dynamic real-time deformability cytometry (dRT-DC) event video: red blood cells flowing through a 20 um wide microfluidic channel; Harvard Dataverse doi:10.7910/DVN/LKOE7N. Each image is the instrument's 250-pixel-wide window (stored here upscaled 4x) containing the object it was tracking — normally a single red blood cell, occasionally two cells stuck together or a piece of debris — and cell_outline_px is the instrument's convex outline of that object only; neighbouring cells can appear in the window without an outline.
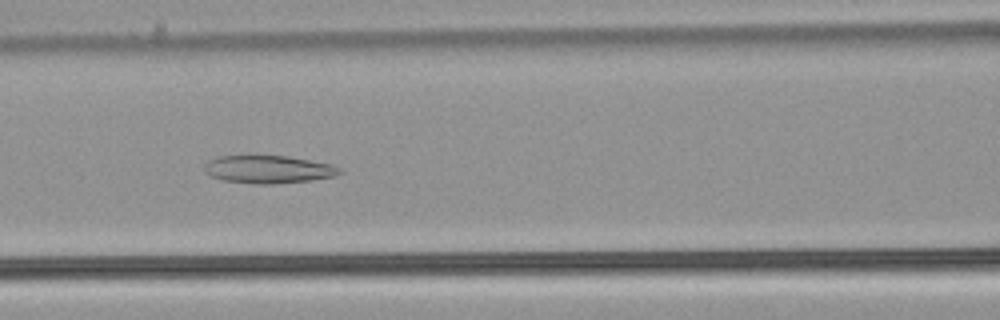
{"species": "common noctule bat (a hibernating species)", "species_latin": "Nyctalus noctula", "temperature_condition": "warm", "stored_images_in_passage": 53, "camera_frame_rate_fps": 3000, "um_per_image_px": 0.085, "animal": {"sex": "male", "body_mass_g": 21.5, "forearm_length_mm": 52.0}, "frame": {"image": 1, "passage_image": 24, "time_ms": 7.667, "image_size_px": [1000, 320], "cell_outline_px": [[344, 172], [336, 176], [312, 180], [272, 184], [256, 184], [224, 180], [208, 176], [204, 172], [204, 168], [208, 160], [220, 156], [288, 156], [332, 164], [340, 168]], "centroid_in_image_um": [22.83, 14.4], "position_along_channel_um": 143.8, "area_um2": 22.02}}
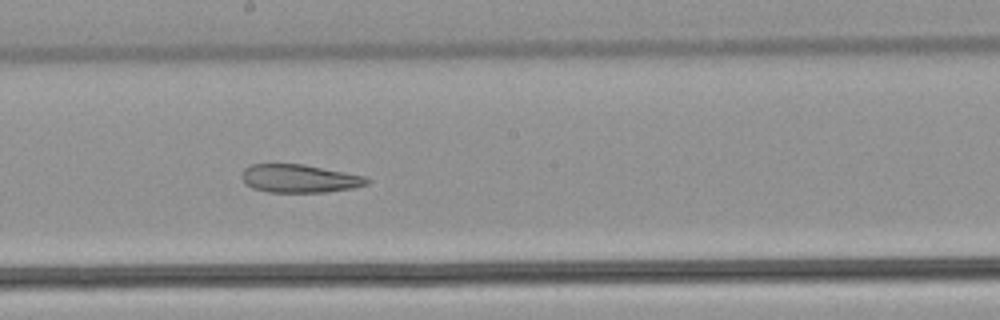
{"frame": {"image": 2, "passage_image": 30, "time_ms": 9.667, "image_size_px": [1000, 320], "cell_outline_px": [[372, 180], [368, 184], [352, 188], [324, 192], [268, 192], [252, 188], [244, 184], [240, 176], [244, 168], [252, 164], [304, 164], [364, 176]], "centroid_in_image_um": [25.41, 15.17], "position_along_channel_um": 222.8, "area_um2": 20.63}}
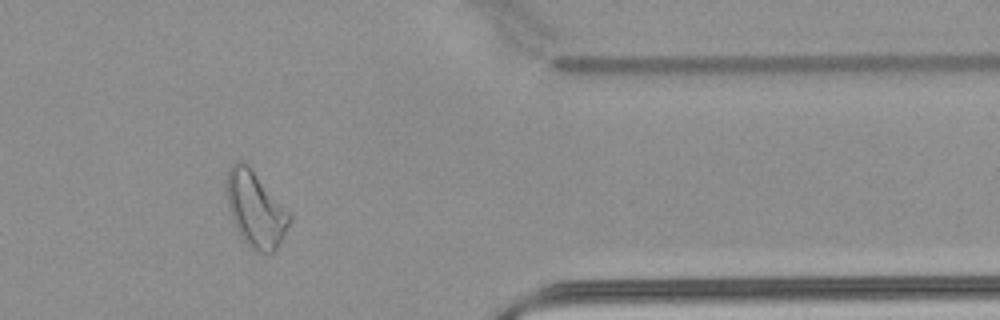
{"frame": {"image": 3, "passage_image": 44, "time_ms": 14.333, "image_size_px": [1000, 320], "cell_outline_px": [[292, 220], [280, 244], [272, 252], [256, 252], [240, 236], [236, 228], [228, 208], [228, 168], [236, 160], [240, 160], [248, 164], [292, 216]], "centroid_in_image_um": [21.74, 17.79], "position_along_channel_um": 389.7, "area_um2": 27.22}, "authors_computed_cell_mechanics": {"area_um2": 28.1486, "velocity_mm_per_s": 3.9633, "shape_relaxation_time_tau1_ms": null, "shape_relaxation_time_tau2_ms": 5.296, "deformation_change_tau1": null, "deformation_change_tau2": 0.1479}}